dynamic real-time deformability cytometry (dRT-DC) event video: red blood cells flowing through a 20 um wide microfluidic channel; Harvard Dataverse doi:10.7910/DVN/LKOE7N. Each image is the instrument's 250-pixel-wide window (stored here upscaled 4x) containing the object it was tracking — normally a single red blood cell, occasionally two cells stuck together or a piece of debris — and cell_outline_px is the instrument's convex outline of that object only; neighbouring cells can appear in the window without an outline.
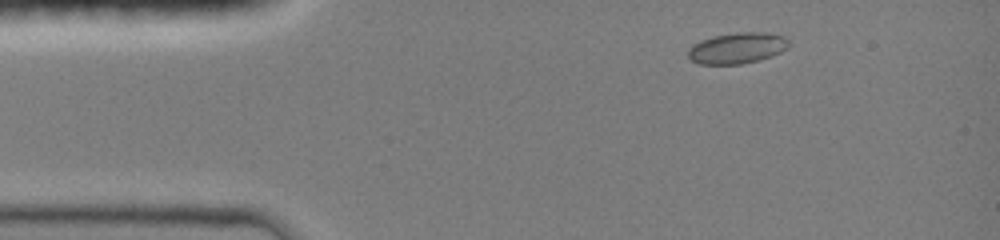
{"species": "common noctule bat (a hibernating species)", "species_latin": "Nyctalus noctula", "temperature_condition": "room temperature", "stored_images_in_passage": 11, "camera_frame_rate_fps": 3000, "um_per_image_px": 0.085, "animal": {"sex": "female", "body_mass_g": 19.0, "forearm_length_mm": 51.5}, "frame": {"image": 1, "passage_image": 1, "time_ms": 0.0, "image_size_px": [1000, 240], "cell_outline_px": [[792, 44], [788, 48], [772, 56], [740, 64], [700, 64], [692, 60], [688, 56], [688, 48], [692, 44], [700, 40], [712, 36], [736, 32], [764, 32], [784, 36]], "centroid_in_image_um": [62.66, 4.07], "position_along_channel_um": 22.3, "area_um2": 18.32}}
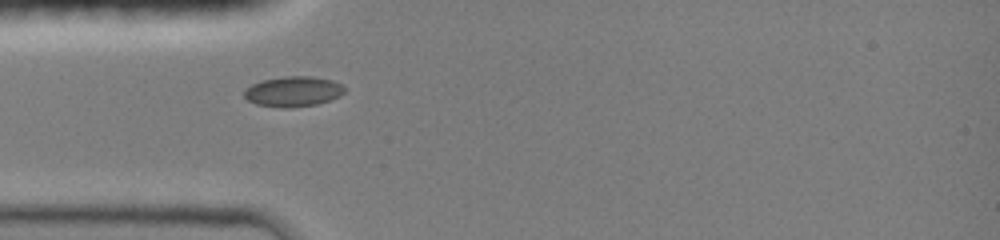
{"frame": {"image": 2, "passage_image": 6, "time_ms": 2.333, "image_size_px": [1000, 240], "cell_outline_px": [[344, 92], [340, 96], [316, 104], [284, 108], [256, 104], [248, 100], [244, 96], [244, 88], [252, 84], [264, 80], [284, 76], [312, 76], [332, 80], [340, 84], [344, 88]], "centroid_in_image_um": [24.9, 7.77], "position_along_channel_um": 60.1, "area_um2": 17.51}}
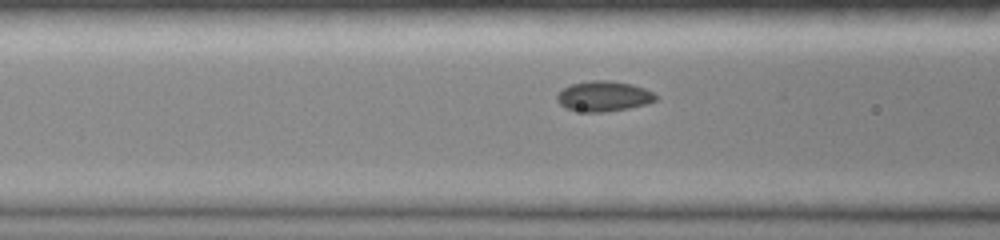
{"frame": {"image": 3, "passage_image": 9, "time_ms": 3.667, "image_size_px": [1000, 240], "cell_outline_px": [[656, 100], [644, 104], [628, 108], [604, 112], [584, 112], [568, 108], [560, 104], [556, 100], [556, 96], [564, 88], [572, 84], [592, 80], [608, 80], [632, 84], [644, 88], [652, 92], [656, 96]], "centroid_in_image_um": [51.3, 8.17], "position_along_channel_um": 115.3, "area_um2": 17.17}}